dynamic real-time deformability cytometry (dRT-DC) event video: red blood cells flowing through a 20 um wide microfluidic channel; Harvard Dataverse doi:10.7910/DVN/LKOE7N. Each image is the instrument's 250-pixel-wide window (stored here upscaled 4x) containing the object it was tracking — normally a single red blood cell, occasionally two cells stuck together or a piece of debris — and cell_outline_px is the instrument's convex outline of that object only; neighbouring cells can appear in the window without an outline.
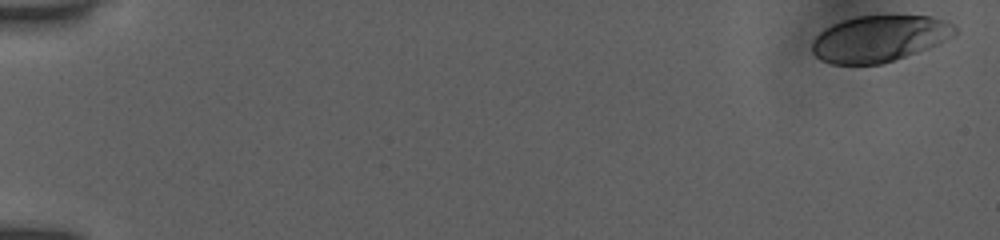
{"species": "human", "species_latin": "Homo sapiens", "temperature_condition": "room temperature", "stored_images_in_passage": 6, "camera_frame_rate_fps": 3000, "um_per_image_px": 0.085, "donor": {"sex": "female"}, "frame": {"image": 1, "passage_image": 1, "time_ms": 0.0, "image_size_px": [1000, 240], "cell_outline_px": [[956, 32], [944, 40], [936, 44], [916, 52], [880, 64], [832, 64], [820, 60], [812, 52], [812, 40], [820, 32], [832, 24], [856, 16], [932, 16], [948, 20], [956, 28]], "centroid_in_image_um": [74.71, 3.27], "position_along_channel_um": 10.3, "area_um2": 38.15}}